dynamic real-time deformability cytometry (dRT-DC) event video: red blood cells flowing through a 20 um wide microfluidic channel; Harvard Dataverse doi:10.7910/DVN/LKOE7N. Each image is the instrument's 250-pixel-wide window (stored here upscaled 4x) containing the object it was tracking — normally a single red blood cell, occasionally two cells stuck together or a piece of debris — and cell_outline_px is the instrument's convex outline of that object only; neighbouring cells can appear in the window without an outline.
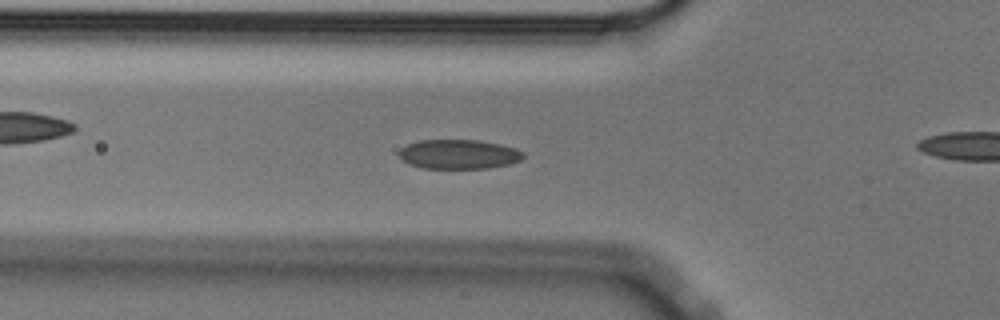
{"species": "Egyptian fruit bat (a non-hibernating species)", "species_latin": "Rousettus aegyptiacus", "temperature_condition": "cold", "stored_images_in_passage": 57, "camera_frame_rate_fps": 3000, "um_per_image_px": 0.085, "animal": {"sex": "male"}, "frame": {"image": 1, "passage_image": 19, "time_ms": 6.0, "image_size_px": [1000, 320], "cell_outline_px": [[524, 156], [520, 160], [508, 164], [488, 168], [424, 168], [408, 164], [400, 156], [400, 148], [408, 144], [420, 140], [480, 140], [500, 144], [516, 148], [524, 152]], "centroid_in_image_um": [39.01, 13.1], "position_along_channel_um": 86.8, "area_um2": 21.21}}
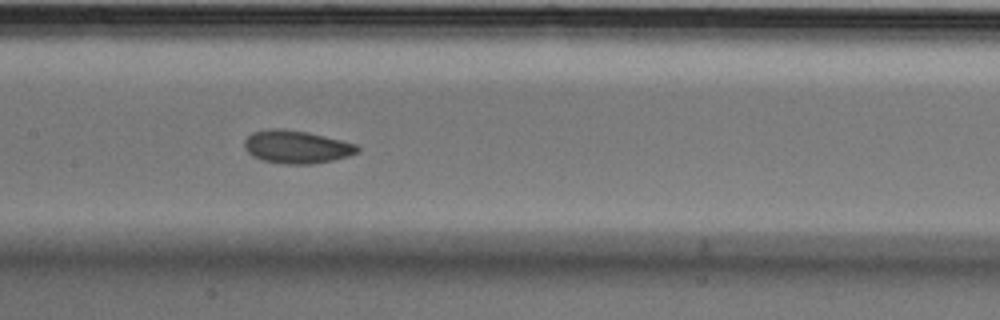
{"frame": {"image": 2, "passage_image": 27, "time_ms": 8.667, "image_size_px": [1000, 320], "cell_outline_px": [[360, 152], [348, 156], [332, 160], [312, 164], [284, 164], [260, 160], [252, 156], [244, 148], [244, 140], [252, 132], [268, 128], [284, 128], [308, 132], [356, 144], [360, 148]], "centroid_in_image_um": [25.18, 12.48], "position_along_channel_um": 182.2, "area_um2": 21.91}}
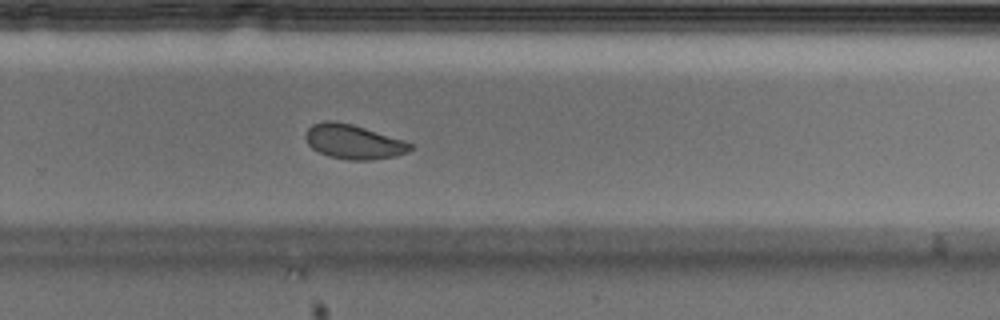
{"frame": {"image": 3, "passage_image": 37, "time_ms": 12.0, "image_size_px": [1000, 320], "cell_outline_px": [[416, 148], [408, 152], [396, 156], [372, 160], [348, 160], [328, 156], [312, 148], [308, 144], [304, 136], [308, 128], [312, 124], [324, 120], [332, 120], [352, 124], [404, 140], [412, 144]], "centroid_in_image_um": [30.06, 12.05], "position_along_channel_um": 299.7, "area_um2": 21.21}, "authors_computed_cell_mechanics": {"area_um2": 21.675, "velocity_mm_per_s": 3.5373, "shape_relaxation_time_tau1_ms": 8.5675, "shape_relaxation_time_tau2_ms": 1.4045, "deformation_change_tau1": 0.1388, "deformation_change_tau2": 0.0598}}